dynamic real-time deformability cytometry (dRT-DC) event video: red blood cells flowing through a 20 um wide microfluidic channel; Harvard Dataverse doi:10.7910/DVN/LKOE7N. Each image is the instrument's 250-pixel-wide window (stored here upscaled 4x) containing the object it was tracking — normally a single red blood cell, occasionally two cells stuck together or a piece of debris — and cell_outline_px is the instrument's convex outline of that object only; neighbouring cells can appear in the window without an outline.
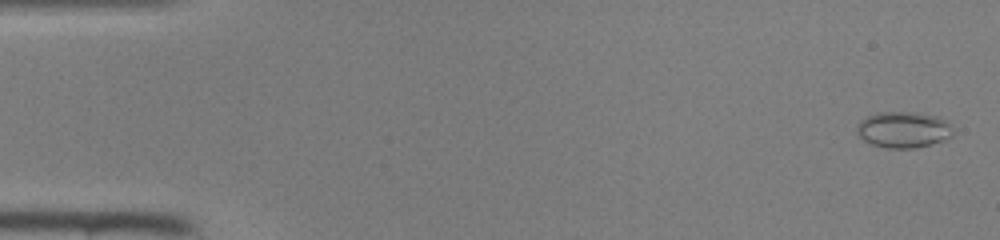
{"species": "common noctule bat (a hibernating species)", "species_latin": "Nyctalus noctula", "temperature_condition": "room temperature", "stored_images_in_passage": 47, "camera_frame_rate_fps": 3000, "um_per_image_px": 0.085, "animal": {"sex": "female", "body_mass_g": 22.0, "forearm_length_mm": 56.7}, "frame": {"image": 1, "passage_image": 2, "time_ms": 0.333, "image_size_px": [1000, 240], "cell_outline_px": [[952, 136], [916, 148], [888, 148], [872, 144], [856, 136], [856, 124], [860, 120], [876, 112], [912, 112], [940, 116], [952, 128]], "centroid_in_image_um": [76.72, 11.01], "position_along_channel_um": 8.3, "area_um2": 20.23}}
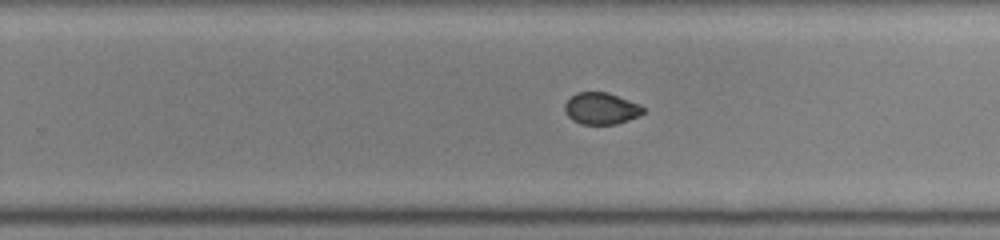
{"frame": {"image": 2, "passage_image": 30, "time_ms": 9.667, "image_size_px": [1000, 240], "cell_outline_px": [[644, 112], [640, 116], [616, 124], [580, 124], [572, 120], [564, 112], [564, 104], [576, 92], [608, 92], [640, 104], [644, 108]], "centroid_in_image_um": [51.1, 9.22], "position_along_channel_um": 278.7, "area_um2": 14.62}}
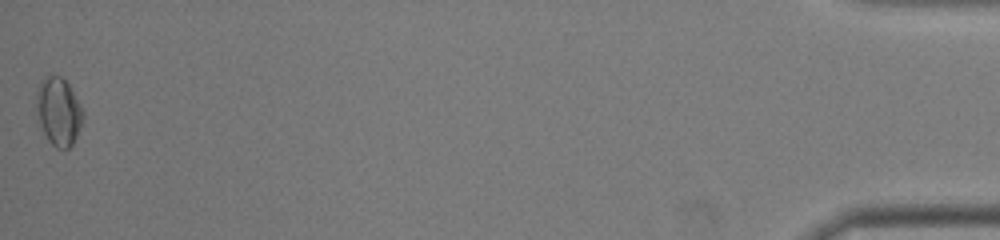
{"frame": {"image": 3, "passage_image": 47, "time_ms": 15.333, "image_size_px": [1000, 240], "cell_outline_px": [[84, 116], [80, 128], [72, 144], [68, 148], [56, 148], [48, 140], [36, 120], [36, 92], [40, 80], [48, 76], [60, 76], [68, 84], [84, 112]], "centroid_in_image_um": [4.94, 9.49], "position_along_channel_um": 430.3, "area_um2": 18.5}}